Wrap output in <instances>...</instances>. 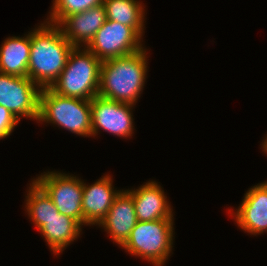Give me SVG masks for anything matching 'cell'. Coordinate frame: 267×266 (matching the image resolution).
I'll list each match as a JSON object with an SVG mask.
<instances>
[{"label": "cell", "instance_id": "cell-1", "mask_svg": "<svg viewBox=\"0 0 267 266\" xmlns=\"http://www.w3.org/2000/svg\"><path fill=\"white\" fill-rule=\"evenodd\" d=\"M31 31L28 78L41 89L50 88L65 68L74 46L56 24L44 21Z\"/></svg>", "mask_w": 267, "mask_h": 266}, {"label": "cell", "instance_id": "cell-2", "mask_svg": "<svg viewBox=\"0 0 267 266\" xmlns=\"http://www.w3.org/2000/svg\"><path fill=\"white\" fill-rule=\"evenodd\" d=\"M146 50L102 61L98 95L136 105L148 72Z\"/></svg>", "mask_w": 267, "mask_h": 266}, {"label": "cell", "instance_id": "cell-3", "mask_svg": "<svg viewBox=\"0 0 267 266\" xmlns=\"http://www.w3.org/2000/svg\"><path fill=\"white\" fill-rule=\"evenodd\" d=\"M83 48L72 49L65 68L50 89L64 97L91 101L98 95L102 61Z\"/></svg>", "mask_w": 267, "mask_h": 266}, {"label": "cell", "instance_id": "cell-4", "mask_svg": "<svg viewBox=\"0 0 267 266\" xmlns=\"http://www.w3.org/2000/svg\"><path fill=\"white\" fill-rule=\"evenodd\" d=\"M38 121L57 124L82 137H92L91 101L64 97L50 88H43L39 98Z\"/></svg>", "mask_w": 267, "mask_h": 266}, {"label": "cell", "instance_id": "cell-5", "mask_svg": "<svg viewBox=\"0 0 267 266\" xmlns=\"http://www.w3.org/2000/svg\"><path fill=\"white\" fill-rule=\"evenodd\" d=\"M174 220L138 221L121 246L131 255L146 259L154 266H163L172 252Z\"/></svg>", "mask_w": 267, "mask_h": 266}, {"label": "cell", "instance_id": "cell-6", "mask_svg": "<svg viewBox=\"0 0 267 266\" xmlns=\"http://www.w3.org/2000/svg\"><path fill=\"white\" fill-rule=\"evenodd\" d=\"M51 198L58 212L83 226V181L61 172H44L33 179Z\"/></svg>", "mask_w": 267, "mask_h": 266}, {"label": "cell", "instance_id": "cell-7", "mask_svg": "<svg viewBox=\"0 0 267 266\" xmlns=\"http://www.w3.org/2000/svg\"><path fill=\"white\" fill-rule=\"evenodd\" d=\"M142 39L133 27L106 20L86 48L99 60L105 61L144 49Z\"/></svg>", "mask_w": 267, "mask_h": 266}, {"label": "cell", "instance_id": "cell-8", "mask_svg": "<svg viewBox=\"0 0 267 266\" xmlns=\"http://www.w3.org/2000/svg\"><path fill=\"white\" fill-rule=\"evenodd\" d=\"M41 88L28 77L0 72V105L20 122L22 117L38 119Z\"/></svg>", "mask_w": 267, "mask_h": 266}, {"label": "cell", "instance_id": "cell-9", "mask_svg": "<svg viewBox=\"0 0 267 266\" xmlns=\"http://www.w3.org/2000/svg\"><path fill=\"white\" fill-rule=\"evenodd\" d=\"M134 105L117 102L111 99L95 96L91 100L92 136H97L100 129L120 138L132 137L134 133Z\"/></svg>", "mask_w": 267, "mask_h": 266}, {"label": "cell", "instance_id": "cell-10", "mask_svg": "<svg viewBox=\"0 0 267 266\" xmlns=\"http://www.w3.org/2000/svg\"><path fill=\"white\" fill-rule=\"evenodd\" d=\"M238 209L232 217L243 231L250 235H260L267 231V186L259 183L244 194Z\"/></svg>", "mask_w": 267, "mask_h": 266}, {"label": "cell", "instance_id": "cell-11", "mask_svg": "<svg viewBox=\"0 0 267 266\" xmlns=\"http://www.w3.org/2000/svg\"><path fill=\"white\" fill-rule=\"evenodd\" d=\"M112 182L109 174H105L91 185H87L83 181V225H99L105 218L116 196L121 191L114 190Z\"/></svg>", "mask_w": 267, "mask_h": 266}, {"label": "cell", "instance_id": "cell-12", "mask_svg": "<svg viewBox=\"0 0 267 266\" xmlns=\"http://www.w3.org/2000/svg\"><path fill=\"white\" fill-rule=\"evenodd\" d=\"M106 20L105 7L100 4L84 12L65 17L58 26L64 37L74 47H86Z\"/></svg>", "mask_w": 267, "mask_h": 266}, {"label": "cell", "instance_id": "cell-13", "mask_svg": "<svg viewBox=\"0 0 267 266\" xmlns=\"http://www.w3.org/2000/svg\"><path fill=\"white\" fill-rule=\"evenodd\" d=\"M137 222L132 195L128 190H121L99 227H103L113 243L121 247Z\"/></svg>", "mask_w": 267, "mask_h": 266}, {"label": "cell", "instance_id": "cell-14", "mask_svg": "<svg viewBox=\"0 0 267 266\" xmlns=\"http://www.w3.org/2000/svg\"><path fill=\"white\" fill-rule=\"evenodd\" d=\"M132 195L138 221L174 219L173 209L164 190L156 181H148L138 189H128Z\"/></svg>", "mask_w": 267, "mask_h": 266}, {"label": "cell", "instance_id": "cell-15", "mask_svg": "<svg viewBox=\"0 0 267 266\" xmlns=\"http://www.w3.org/2000/svg\"><path fill=\"white\" fill-rule=\"evenodd\" d=\"M0 46V72L18 77H28L30 32L24 37H8Z\"/></svg>", "mask_w": 267, "mask_h": 266}, {"label": "cell", "instance_id": "cell-16", "mask_svg": "<svg viewBox=\"0 0 267 266\" xmlns=\"http://www.w3.org/2000/svg\"><path fill=\"white\" fill-rule=\"evenodd\" d=\"M81 227L75 219L59 213L46 221L38 230L53 254L59 255L80 236Z\"/></svg>", "mask_w": 267, "mask_h": 266}, {"label": "cell", "instance_id": "cell-17", "mask_svg": "<svg viewBox=\"0 0 267 266\" xmlns=\"http://www.w3.org/2000/svg\"><path fill=\"white\" fill-rule=\"evenodd\" d=\"M107 20L133 27L141 36L144 33L145 7L137 0H104Z\"/></svg>", "mask_w": 267, "mask_h": 266}, {"label": "cell", "instance_id": "cell-18", "mask_svg": "<svg viewBox=\"0 0 267 266\" xmlns=\"http://www.w3.org/2000/svg\"><path fill=\"white\" fill-rule=\"evenodd\" d=\"M31 182L27 191L28 194L25 196V208L29 218L39 229L46 221L59 215V212L46 192L34 180Z\"/></svg>", "mask_w": 267, "mask_h": 266}, {"label": "cell", "instance_id": "cell-19", "mask_svg": "<svg viewBox=\"0 0 267 266\" xmlns=\"http://www.w3.org/2000/svg\"><path fill=\"white\" fill-rule=\"evenodd\" d=\"M103 2L104 0H53V6L46 21L58 25L65 17L84 12Z\"/></svg>", "mask_w": 267, "mask_h": 266}, {"label": "cell", "instance_id": "cell-20", "mask_svg": "<svg viewBox=\"0 0 267 266\" xmlns=\"http://www.w3.org/2000/svg\"><path fill=\"white\" fill-rule=\"evenodd\" d=\"M18 123L12 113L0 105V140L9 137Z\"/></svg>", "mask_w": 267, "mask_h": 266}, {"label": "cell", "instance_id": "cell-21", "mask_svg": "<svg viewBox=\"0 0 267 266\" xmlns=\"http://www.w3.org/2000/svg\"><path fill=\"white\" fill-rule=\"evenodd\" d=\"M265 138L266 139H263L264 141L262 142V148H263V152L267 154V136Z\"/></svg>", "mask_w": 267, "mask_h": 266}]
</instances>
